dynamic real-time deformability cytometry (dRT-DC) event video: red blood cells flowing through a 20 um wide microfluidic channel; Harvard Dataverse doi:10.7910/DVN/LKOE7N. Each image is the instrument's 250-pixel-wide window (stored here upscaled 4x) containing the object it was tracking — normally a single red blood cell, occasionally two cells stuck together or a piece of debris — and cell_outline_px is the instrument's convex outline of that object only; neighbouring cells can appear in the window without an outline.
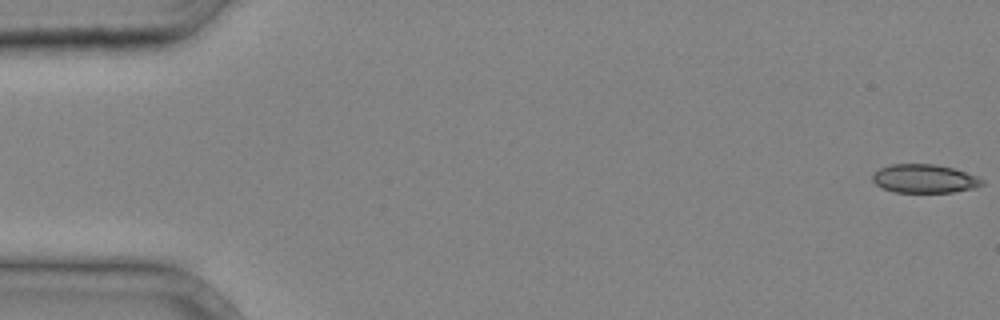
{"species": "common noctule bat (a hibernating species)", "species_latin": "Nyctalus noctula", "temperature_condition": "cold", "stored_images_in_passage": 21, "camera_frame_rate_fps": 3000, "um_per_image_px": 0.085, "animal": {"sex": "male", "body_mass_g": 20.4}, "frame": {"image": 1, "passage_image": 1, "time_ms": 0.0, "image_size_px": [1000, 320], "cell_outline_px": [[984, 184], [976, 188], [952, 192], [896, 192], [884, 188], [876, 184], [872, 180], [872, 172], [880, 168], [892, 164], [936, 164], [952, 168], [976, 176], [984, 180]], "centroid_in_image_um": [78.57, 15.18], "position_along_channel_um": 6.4, "area_um2": 18.21}}